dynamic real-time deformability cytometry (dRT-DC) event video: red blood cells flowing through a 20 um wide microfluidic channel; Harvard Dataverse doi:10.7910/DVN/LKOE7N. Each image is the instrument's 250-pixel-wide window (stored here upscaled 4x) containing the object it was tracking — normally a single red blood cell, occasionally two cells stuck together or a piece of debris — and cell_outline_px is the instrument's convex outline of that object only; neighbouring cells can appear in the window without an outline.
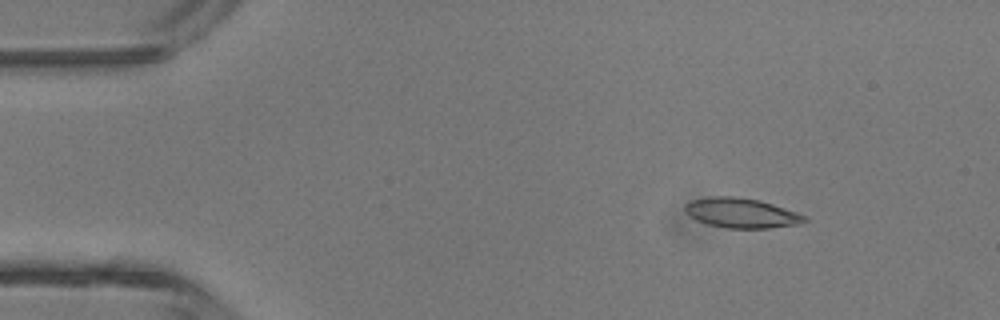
{"species": "common noctule bat (a hibernating species)", "species_latin": "Nyctalus noctula", "temperature_condition": "room temperature", "stored_images_in_passage": 3, "camera_frame_rate_fps": 3000, "um_per_image_px": 0.085, "animal": {"sex": "male", "body_mass_g": 13.3}, "frame": {"image": 1, "passage_image": 1, "time_ms": 0.0, "image_size_px": [1000, 320], "cell_outline_px": [[808, 220], [800, 224], [768, 228], [724, 228], [708, 224], [696, 220], [688, 216], [684, 212], [684, 204], [692, 200], [712, 196], [736, 196], [760, 200], [808, 216]], "centroid_in_image_um": [63.0, 18.1], "position_along_channel_um": 22.0, "area_um2": 20.98}}
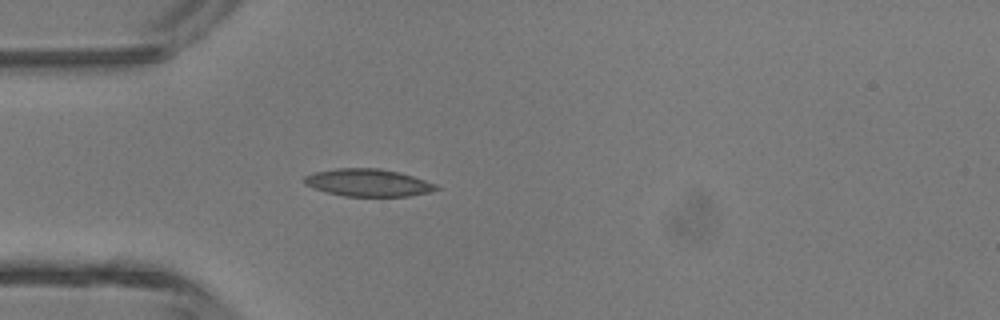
{"frame": {"image": 2, "passage_image": 3, "time_ms": 2.333, "image_size_px": [1000, 320], "cell_outline_px": [[440, 188], [428, 192], [408, 196], [344, 196], [328, 192], [304, 184], [304, 176], [316, 172], [336, 168], [380, 168], [400, 172], [436, 184]], "centroid_in_image_um": [31.29, 15.52], "position_along_channel_um": 53.7, "area_um2": 20.87}}